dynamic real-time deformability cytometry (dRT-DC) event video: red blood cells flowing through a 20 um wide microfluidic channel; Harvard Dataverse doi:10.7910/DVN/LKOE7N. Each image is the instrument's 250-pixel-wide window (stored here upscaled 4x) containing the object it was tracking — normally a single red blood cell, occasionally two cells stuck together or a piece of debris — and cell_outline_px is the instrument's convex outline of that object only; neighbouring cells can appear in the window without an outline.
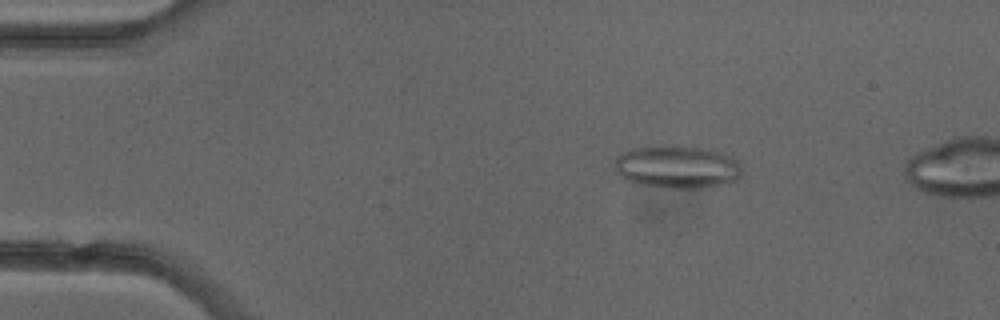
{"species": "common noctule bat (a hibernating species)", "species_latin": "Nyctalus noctula", "temperature_condition": "cold", "stored_images_in_passage": 3, "camera_frame_rate_fps": 3000, "um_per_image_px": 0.085, "animal": {"sex": "female"}, "frame": {"image": 1, "passage_image": 2, "time_ms": 1.667, "image_size_px": [1000, 320], "cell_outline_px": [[740, 176], [736, 180], [720, 184], [700, 188], [660, 188], [632, 184], [624, 180], [616, 172], [616, 160], [620, 152], [628, 148], [656, 144], [680, 144], [712, 148], [732, 156], [740, 164]], "centroid_in_image_um": [57.5, 14.14], "position_along_channel_um": 27.5, "area_um2": 33.06}}